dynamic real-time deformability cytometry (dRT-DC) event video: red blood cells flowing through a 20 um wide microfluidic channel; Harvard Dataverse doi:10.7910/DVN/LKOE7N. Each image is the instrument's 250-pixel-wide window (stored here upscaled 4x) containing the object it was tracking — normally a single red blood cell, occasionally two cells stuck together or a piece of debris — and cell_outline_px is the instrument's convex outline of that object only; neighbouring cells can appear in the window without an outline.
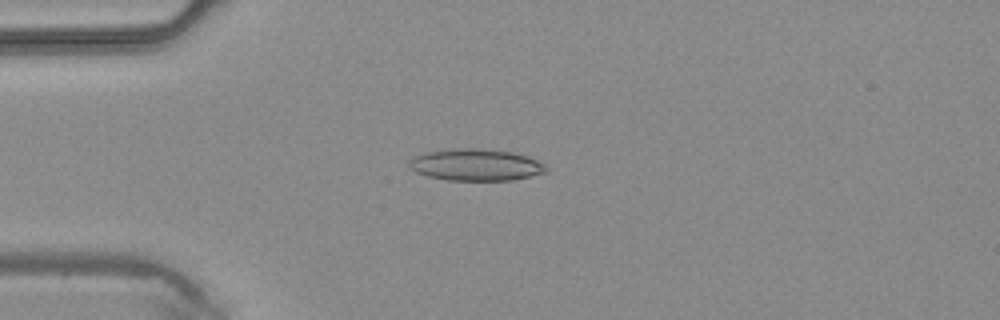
{"species": "common noctule bat (a hibernating species)", "species_latin": "Nyctalus noctula", "temperature_condition": "warm", "stored_images_in_passage": 3, "camera_frame_rate_fps": 3000, "um_per_image_px": 0.085, "animal": {"sex": "male", "body_mass_g": 20.4}, "frame": {"image": 1, "passage_image": 3, "time_ms": 0.667, "image_size_px": [1000, 320], "cell_outline_px": [[548, 168], [544, 172], [512, 180], [448, 180], [428, 176], [416, 172], [408, 164], [408, 160], [416, 156], [428, 152], [460, 148], [480, 148], [512, 152], [536, 160], [544, 164]], "centroid_in_image_um": [40.43, 14.01], "position_along_channel_um": 44.6, "area_um2": 24.91}}